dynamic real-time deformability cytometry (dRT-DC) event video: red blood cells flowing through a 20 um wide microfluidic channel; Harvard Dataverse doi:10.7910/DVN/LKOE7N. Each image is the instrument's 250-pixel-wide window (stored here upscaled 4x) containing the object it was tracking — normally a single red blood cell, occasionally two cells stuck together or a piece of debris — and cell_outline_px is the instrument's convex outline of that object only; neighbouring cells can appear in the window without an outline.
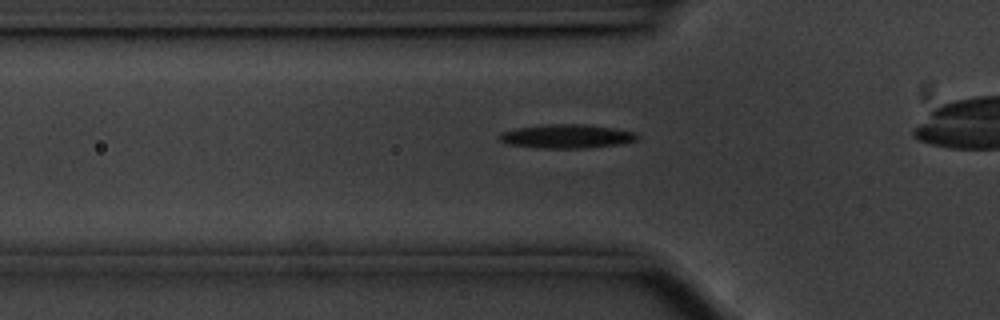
{"species": "common noctule bat (a hibernating species)", "species_latin": "Nyctalus noctula", "temperature_condition": "cold", "stored_images_in_passage": 34, "camera_frame_rate_fps": 3000, "um_per_image_px": 0.085, "animal": {"sex": "male", "body_mass_g": 20.1, "forearm_length_mm": 53.5}, "frame": {"image": 1, "passage_image": 7, "time_ms": 2.0, "image_size_px": [1000, 320], "cell_outline_px": [[640, 136], [636, 140], [620, 144], [584, 148], [536, 148], [508, 144], [500, 140], [496, 136], [500, 132], [516, 128], [544, 124], [588, 124], [616, 128], [636, 132]], "centroid_in_image_um": [48.16, 11.57], "position_along_channel_um": 77.6, "area_um2": 19.48}}
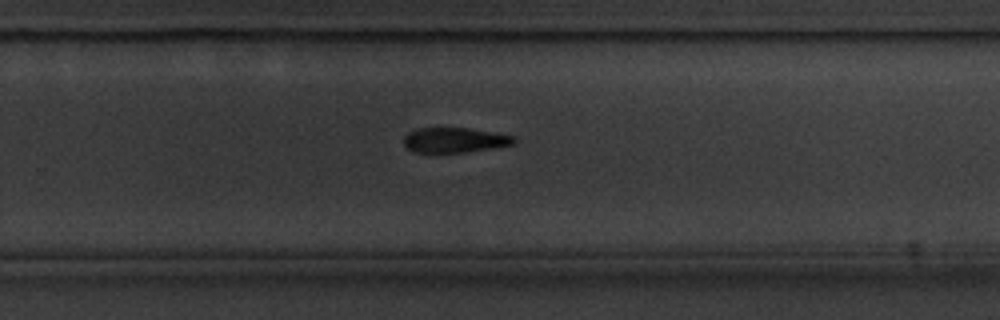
{"frame": {"image": 2, "passage_image": 25, "time_ms": 8.0, "image_size_px": [1000, 320], "cell_outline_px": [[516, 144], [492, 148], [464, 152], [412, 152], [404, 144], [404, 136], [408, 132], [416, 128], [468, 128], [516, 136]], "centroid_in_image_um": [38.65, 11.9], "position_along_channel_um": 291.1, "area_um2": 16.07}}
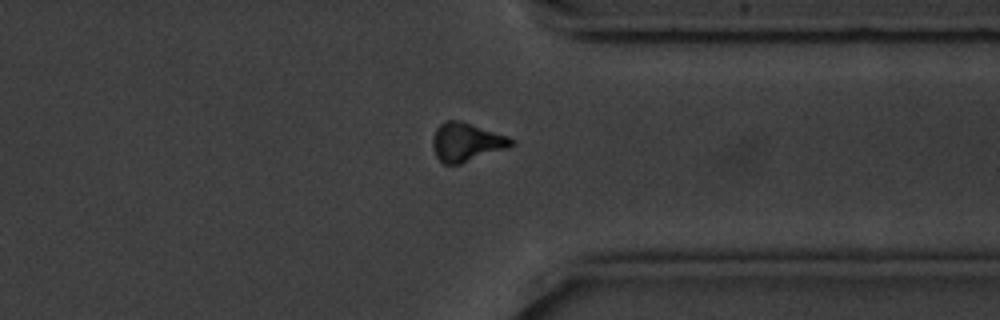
{"frame": {"image": 3, "passage_image": 32, "time_ms": 10.333, "image_size_px": [1000, 320], "cell_outline_px": [[516, 144], [508, 148], [460, 164], [444, 164], [436, 156], [432, 148], [432, 136], [436, 128], [444, 120], [460, 120], [508, 136], [516, 140]], "centroid_in_image_um": [39.65, 12.07], "position_along_channel_um": 371.8, "area_um2": 17.92}}